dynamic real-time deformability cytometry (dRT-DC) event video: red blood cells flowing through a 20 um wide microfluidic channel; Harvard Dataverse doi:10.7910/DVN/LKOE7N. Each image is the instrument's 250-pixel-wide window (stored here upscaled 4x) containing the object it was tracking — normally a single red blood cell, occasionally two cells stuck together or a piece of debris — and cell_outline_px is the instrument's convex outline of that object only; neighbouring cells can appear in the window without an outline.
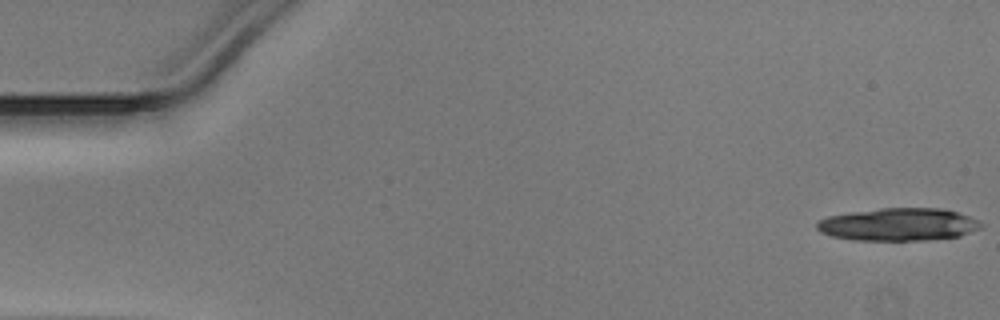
{"species": "Egyptian fruit bat (a non-hibernating species)", "species_latin": "Rousettus aegyptiacus", "temperature_condition": "warm", "stored_images_in_passage": 13, "camera_frame_rate_fps": 3000, "um_per_image_px": 0.085, "animal": {"sex": "male"}, "frame": {"image": 1, "passage_image": 1, "time_ms": 0.0, "image_size_px": [1000, 320], "cell_outline_px": [[984, 224], [980, 228], [960, 236], [928, 240], [852, 240], [832, 236], [820, 232], [816, 228], [816, 220], [828, 216], [852, 212], [880, 208], [944, 208], [960, 212], [980, 220]], "centroid_in_image_um": [76.39, 19.07], "position_along_channel_um": 8.6, "area_um2": 31.62}}